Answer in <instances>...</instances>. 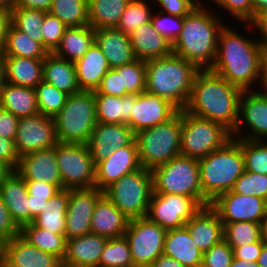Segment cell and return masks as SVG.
Here are the masks:
<instances>
[{"instance_id": "obj_1", "label": "cell", "mask_w": 267, "mask_h": 267, "mask_svg": "<svg viewBox=\"0 0 267 267\" xmlns=\"http://www.w3.org/2000/svg\"><path fill=\"white\" fill-rule=\"evenodd\" d=\"M234 29L226 24L221 30L217 56L210 70L243 91L255 90L264 46L258 38L249 39V35L245 37Z\"/></svg>"}, {"instance_id": "obj_2", "label": "cell", "mask_w": 267, "mask_h": 267, "mask_svg": "<svg viewBox=\"0 0 267 267\" xmlns=\"http://www.w3.org/2000/svg\"><path fill=\"white\" fill-rule=\"evenodd\" d=\"M242 93L243 90L210 69L200 70L184 110L222 124L233 133L238 124Z\"/></svg>"}, {"instance_id": "obj_3", "label": "cell", "mask_w": 267, "mask_h": 267, "mask_svg": "<svg viewBox=\"0 0 267 267\" xmlns=\"http://www.w3.org/2000/svg\"><path fill=\"white\" fill-rule=\"evenodd\" d=\"M196 6L184 17L172 53L195 64L200 70L211 69L217 56L218 38L226 25L219 13H211V4Z\"/></svg>"}, {"instance_id": "obj_4", "label": "cell", "mask_w": 267, "mask_h": 267, "mask_svg": "<svg viewBox=\"0 0 267 267\" xmlns=\"http://www.w3.org/2000/svg\"><path fill=\"white\" fill-rule=\"evenodd\" d=\"M145 62L146 92L163 97L179 110H183L188 103L194 78L200 69L173 53Z\"/></svg>"}, {"instance_id": "obj_5", "label": "cell", "mask_w": 267, "mask_h": 267, "mask_svg": "<svg viewBox=\"0 0 267 267\" xmlns=\"http://www.w3.org/2000/svg\"><path fill=\"white\" fill-rule=\"evenodd\" d=\"M202 187V207L231 191L245 171L241 139L232 138L220 149L198 160Z\"/></svg>"}, {"instance_id": "obj_6", "label": "cell", "mask_w": 267, "mask_h": 267, "mask_svg": "<svg viewBox=\"0 0 267 267\" xmlns=\"http://www.w3.org/2000/svg\"><path fill=\"white\" fill-rule=\"evenodd\" d=\"M181 124L182 110H179L168 121L135 134L142 167L152 171L181 154Z\"/></svg>"}, {"instance_id": "obj_7", "label": "cell", "mask_w": 267, "mask_h": 267, "mask_svg": "<svg viewBox=\"0 0 267 267\" xmlns=\"http://www.w3.org/2000/svg\"><path fill=\"white\" fill-rule=\"evenodd\" d=\"M54 120L59 142L87 144L97 125L94 91L68 95L65 105Z\"/></svg>"}, {"instance_id": "obj_8", "label": "cell", "mask_w": 267, "mask_h": 267, "mask_svg": "<svg viewBox=\"0 0 267 267\" xmlns=\"http://www.w3.org/2000/svg\"><path fill=\"white\" fill-rule=\"evenodd\" d=\"M154 193L192 197L202 207V187L197 159L177 155L152 170Z\"/></svg>"}, {"instance_id": "obj_9", "label": "cell", "mask_w": 267, "mask_h": 267, "mask_svg": "<svg viewBox=\"0 0 267 267\" xmlns=\"http://www.w3.org/2000/svg\"><path fill=\"white\" fill-rule=\"evenodd\" d=\"M153 192L152 171L141 167L122 176L109 186L104 194L132 220L146 217Z\"/></svg>"}, {"instance_id": "obj_10", "label": "cell", "mask_w": 267, "mask_h": 267, "mask_svg": "<svg viewBox=\"0 0 267 267\" xmlns=\"http://www.w3.org/2000/svg\"><path fill=\"white\" fill-rule=\"evenodd\" d=\"M231 139L232 133L222 124L182 110V155L199 160L220 149Z\"/></svg>"}, {"instance_id": "obj_11", "label": "cell", "mask_w": 267, "mask_h": 267, "mask_svg": "<svg viewBox=\"0 0 267 267\" xmlns=\"http://www.w3.org/2000/svg\"><path fill=\"white\" fill-rule=\"evenodd\" d=\"M56 159L63 189L95 187V163L87 144H56Z\"/></svg>"}, {"instance_id": "obj_12", "label": "cell", "mask_w": 267, "mask_h": 267, "mask_svg": "<svg viewBox=\"0 0 267 267\" xmlns=\"http://www.w3.org/2000/svg\"><path fill=\"white\" fill-rule=\"evenodd\" d=\"M166 229L147 217L132 219L124 234L135 267H149L163 254Z\"/></svg>"}, {"instance_id": "obj_13", "label": "cell", "mask_w": 267, "mask_h": 267, "mask_svg": "<svg viewBox=\"0 0 267 267\" xmlns=\"http://www.w3.org/2000/svg\"><path fill=\"white\" fill-rule=\"evenodd\" d=\"M200 208L190 196L153 192L146 217L169 230L184 227Z\"/></svg>"}, {"instance_id": "obj_14", "label": "cell", "mask_w": 267, "mask_h": 267, "mask_svg": "<svg viewBox=\"0 0 267 267\" xmlns=\"http://www.w3.org/2000/svg\"><path fill=\"white\" fill-rule=\"evenodd\" d=\"M232 138L267 140V92L257 89L243 91L240 98L238 124L232 133Z\"/></svg>"}, {"instance_id": "obj_15", "label": "cell", "mask_w": 267, "mask_h": 267, "mask_svg": "<svg viewBox=\"0 0 267 267\" xmlns=\"http://www.w3.org/2000/svg\"><path fill=\"white\" fill-rule=\"evenodd\" d=\"M58 142L56 124L53 117L38 113L20 118L14 139L19 157L51 148Z\"/></svg>"}, {"instance_id": "obj_16", "label": "cell", "mask_w": 267, "mask_h": 267, "mask_svg": "<svg viewBox=\"0 0 267 267\" xmlns=\"http://www.w3.org/2000/svg\"><path fill=\"white\" fill-rule=\"evenodd\" d=\"M210 206L218 213L223 223L239 221L263 223L267 200L228 191L219 195Z\"/></svg>"}, {"instance_id": "obj_17", "label": "cell", "mask_w": 267, "mask_h": 267, "mask_svg": "<svg viewBox=\"0 0 267 267\" xmlns=\"http://www.w3.org/2000/svg\"><path fill=\"white\" fill-rule=\"evenodd\" d=\"M104 194L97 187L69 189L65 237L71 239L91 233V218L98 199Z\"/></svg>"}, {"instance_id": "obj_18", "label": "cell", "mask_w": 267, "mask_h": 267, "mask_svg": "<svg viewBox=\"0 0 267 267\" xmlns=\"http://www.w3.org/2000/svg\"><path fill=\"white\" fill-rule=\"evenodd\" d=\"M137 143L119 148L95 166V187L105 191L125 174L141 168Z\"/></svg>"}, {"instance_id": "obj_19", "label": "cell", "mask_w": 267, "mask_h": 267, "mask_svg": "<svg viewBox=\"0 0 267 267\" xmlns=\"http://www.w3.org/2000/svg\"><path fill=\"white\" fill-rule=\"evenodd\" d=\"M135 133L127 124L99 123L91 133L87 146L95 165L119 148L130 145Z\"/></svg>"}, {"instance_id": "obj_20", "label": "cell", "mask_w": 267, "mask_h": 267, "mask_svg": "<svg viewBox=\"0 0 267 267\" xmlns=\"http://www.w3.org/2000/svg\"><path fill=\"white\" fill-rule=\"evenodd\" d=\"M179 109L169 100L146 91L138 94L130 117V127L134 133L168 121Z\"/></svg>"}, {"instance_id": "obj_21", "label": "cell", "mask_w": 267, "mask_h": 267, "mask_svg": "<svg viewBox=\"0 0 267 267\" xmlns=\"http://www.w3.org/2000/svg\"><path fill=\"white\" fill-rule=\"evenodd\" d=\"M25 181H41L62 185L56 159V145L19 158L15 170Z\"/></svg>"}, {"instance_id": "obj_22", "label": "cell", "mask_w": 267, "mask_h": 267, "mask_svg": "<svg viewBox=\"0 0 267 267\" xmlns=\"http://www.w3.org/2000/svg\"><path fill=\"white\" fill-rule=\"evenodd\" d=\"M2 255L10 267H60L62 263L58 257L30 245L20 235L2 243Z\"/></svg>"}, {"instance_id": "obj_23", "label": "cell", "mask_w": 267, "mask_h": 267, "mask_svg": "<svg viewBox=\"0 0 267 267\" xmlns=\"http://www.w3.org/2000/svg\"><path fill=\"white\" fill-rule=\"evenodd\" d=\"M185 227L202 253L224 239V224L210 205L201 207Z\"/></svg>"}, {"instance_id": "obj_24", "label": "cell", "mask_w": 267, "mask_h": 267, "mask_svg": "<svg viewBox=\"0 0 267 267\" xmlns=\"http://www.w3.org/2000/svg\"><path fill=\"white\" fill-rule=\"evenodd\" d=\"M130 219L103 194L97 201L92 218L91 233L111 239L123 236Z\"/></svg>"}, {"instance_id": "obj_25", "label": "cell", "mask_w": 267, "mask_h": 267, "mask_svg": "<svg viewBox=\"0 0 267 267\" xmlns=\"http://www.w3.org/2000/svg\"><path fill=\"white\" fill-rule=\"evenodd\" d=\"M107 238L98 234H85L66 241L62 263L75 267H99V259Z\"/></svg>"}, {"instance_id": "obj_26", "label": "cell", "mask_w": 267, "mask_h": 267, "mask_svg": "<svg viewBox=\"0 0 267 267\" xmlns=\"http://www.w3.org/2000/svg\"><path fill=\"white\" fill-rule=\"evenodd\" d=\"M95 42L102 50L111 69L136 60L129 35L116 28L95 29Z\"/></svg>"}, {"instance_id": "obj_27", "label": "cell", "mask_w": 267, "mask_h": 267, "mask_svg": "<svg viewBox=\"0 0 267 267\" xmlns=\"http://www.w3.org/2000/svg\"><path fill=\"white\" fill-rule=\"evenodd\" d=\"M136 59L150 60L172 54V44L153 27L151 22L142 24L130 34Z\"/></svg>"}, {"instance_id": "obj_28", "label": "cell", "mask_w": 267, "mask_h": 267, "mask_svg": "<svg viewBox=\"0 0 267 267\" xmlns=\"http://www.w3.org/2000/svg\"><path fill=\"white\" fill-rule=\"evenodd\" d=\"M0 195L13 220L21 228L30 223L29 194L25 180L14 171L2 184Z\"/></svg>"}, {"instance_id": "obj_29", "label": "cell", "mask_w": 267, "mask_h": 267, "mask_svg": "<svg viewBox=\"0 0 267 267\" xmlns=\"http://www.w3.org/2000/svg\"><path fill=\"white\" fill-rule=\"evenodd\" d=\"M163 254L179 261L184 267L202 266L203 253L185 226L166 231Z\"/></svg>"}, {"instance_id": "obj_30", "label": "cell", "mask_w": 267, "mask_h": 267, "mask_svg": "<svg viewBox=\"0 0 267 267\" xmlns=\"http://www.w3.org/2000/svg\"><path fill=\"white\" fill-rule=\"evenodd\" d=\"M74 64L81 91H95L110 69L106 57L96 42Z\"/></svg>"}, {"instance_id": "obj_31", "label": "cell", "mask_w": 267, "mask_h": 267, "mask_svg": "<svg viewBox=\"0 0 267 267\" xmlns=\"http://www.w3.org/2000/svg\"><path fill=\"white\" fill-rule=\"evenodd\" d=\"M43 81L52 84L68 95L81 92L74 62L61 58L54 53H48L44 58Z\"/></svg>"}, {"instance_id": "obj_32", "label": "cell", "mask_w": 267, "mask_h": 267, "mask_svg": "<svg viewBox=\"0 0 267 267\" xmlns=\"http://www.w3.org/2000/svg\"><path fill=\"white\" fill-rule=\"evenodd\" d=\"M137 96L138 94H128L123 97L94 94L97 122L127 124L130 127L131 112Z\"/></svg>"}, {"instance_id": "obj_33", "label": "cell", "mask_w": 267, "mask_h": 267, "mask_svg": "<svg viewBox=\"0 0 267 267\" xmlns=\"http://www.w3.org/2000/svg\"><path fill=\"white\" fill-rule=\"evenodd\" d=\"M0 108L11 112L18 118L38 114L35 89L4 82L0 92Z\"/></svg>"}, {"instance_id": "obj_34", "label": "cell", "mask_w": 267, "mask_h": 267, "mask_svg": "<svg viewBox=\"0 0 267 267\" xmlns=\"http://www.w3.org/2000/svg\"><path fill=\"white\" fill-rule=\"evenodd\" d=\"M44 59L6 57L5 82L34 88L43 80Z\"/></svg>"}, {"instance_id": "obj_35", "label": "cell", "mask_w": 267, "mask_h": 267, "mask_svg": "<svg viewBox=\"0 0 267 267\" xmlns=\"http://www.w3.org/2000/svg\"><path fill=\"white\" fill-rule=\"evenodd\" d=\"M95 42V29L90 25L67 28L56 50L57 56L75 62L83 57Z\"/></svg>"}, {"instance_id": "obj_36", "label": "cell", "mask_w": 267, "mask_h": 267, "mask_svg": "<svg viewBox=\"0 0 267 267\" xmlns=\"http://www.w3.org/2000/svg\"><path fill=\"white\" fill-rule=\"evenodd\" d=\"M68 200L69 189H61L49 199L32 223L52 233L65 234Z\"/></svg>"}, {"instance_id": "obj_37", "label": "cell", "mask_w": 267, "mask_h": 267, "mask_svg": "<svg viewBox=\"0 0 267 267\" xmlns=\"http://www.w3.org/2000/svg\"><path fill=\"white\" fill-rule=\"evenodd\" d=\"M129 0H88L89 25L93 29L116 28Z\"/></svg>"}, {"instance_id": "obj_38", "label": "cell", "mask_w": 267, "mask_h": 267, "mask_svg": "<svg viewBox=\"0 0 267 267\" xmlns=\"http://www.w3.org/2000/svg\"><path fill=\"white\" fill-rule=\"evenodd\" d=\"M20 236L30 245L38 249L53 254L61 261L66 253V237L65 234H56L48 230L28 223L20 228Z\"/></svg>"}, {"instance_id": "obj_39", "label": "cell", "mask_w": 267, "mask_h": 267, "mask_svg": "<svg viewBox=\"0 0 267 267\" xmlns=\"http://www.w3.org/2000/svg\"><path fill=\"white\" fill-rule=\"evenodd\" d=\"M5 57L44 59L48 52L43 45L9 25L3 48Z\"/></svg>"}, {"instance_id": "obj_40", "label": "cell", "mask_w": 267, "mask_h": 267, "mask_svg": "<svg viewBox=\"0 0 267 267\" xmlns=\"http://www.w3.org/2000/svg\"><path fill=\"white\" fill-rule=\"evenodd\" d=\"M48 12L67 28L89 25L88 0H52Z\"/></svg>"}, {"instance_id": "obj_41", "label": "cell", "mask_w": 267, "mask_h": 267, "mask_svg": "<svg viewBox=\"0 0 267 267\" xmlns=\"http://www.w3.org/2000/svg\"><path fill=\"white\" fill-rule=\"evenodd\" d=\"M224 224V240L231 247L249 245L260 241L263 236V223L239 221Z\"/></svg>"}, {"instance_id": "obj_42", "label": "cell", "mask_w": 267, "mask_h": 267, "mask_svg": "<svg viewBox=\"0 0 267 267\" xmlns=\"http://www.w3.org/2000/svg\"><path fill=\"white\" fill-rule=\"evenodd\" d=\"M47 12L15 7L11 10V24L43 45L42 22Z\"/></svg>"}, {"instance_id": "obj_43", "label": "cell", "mask_w": 267, "mask_h": 267, "mask_svg": "<svg viewBox=\"0 0 267 267\" xmlns=\"http://www.w3.org/2000/svg\"><path fill=\"white\" fill-rule=\"evenodd\" d=\"M147 2V0H129L116 29L130 36L142 24L151 22L154 10L152 4Z\"/></svg>"}, {"instance_id": "obj_44", "label": "cell", "mask_w": 267, "mask_h": 267, "mask_svg": "<svg viewBox=\"0 0 267 267\" xmlns=\"http://www.w3.org/2000/svg\"><path fill=\"white\" fill-rule=\"evenodd\" d=\"M99 267H135L124 235L107 240L99 259Z\"/></svg>"}, {"instance_id": "obj_45", "label": "cell", "mask_w": 267, "mask_h": 267, "mask_svg": "<svg viewBox=\"0 0 267 267\" xmlns=\"http://www.w3.org/2000/svg\"><path fill=\"white\" fill-rule=\"evenodd\" d=\"M114 70L121 74L122 97L146 91V62L144 60L136 59Z\"/></svg>"}, {"instance_id": "obj_46", "label": "cell", "mask_w": 267, "mask_h": 267, "mask_svg": "<svg viewBox=\"0 0 267 267\" xmlns=\"http://www.w3.org/2000/svg\"><path fill=\"white\" fill-rule=\"evenodd\" d=\"M39 113L55 117L65 105L68 94L43 80L35 87Z\"/></svg>"}, {"instance_id": "obj_47", "label": "cell", "mask_w": 267, "mask_h": 267, "mask_svg": "<svg viewBox=\"0 0 267 267\" xmlns=\"http://www.w3.org/2000/svg\"><path fill=\"white\" fill-rule=\"evenodd\" d=\"M241 149L246 171L267 174V140L241 139Z\"/></svg>"}, {"instance_id": "obj_48", "label": "cell", "mask_w": 267, "mask_h": 267, "mask_svg": "<svg viewBox=\"0 0 267 267\" xmlns=\"http://www.w3.org/2000/svg\"><path fill=\"white\" fill-rule=\"evenodd\" d=\"M231 191L240 195H253L267 200V174H257L245 170L236 180Z\"/></svg>"}, {"instance_id": "obj_49", "label": "cell", "mask_w": 267, "mask_h": 267, "mask_svg": "<svg viewBox=\"0 0 267 267\" xmlns=\"http://www.w3.org/2000/svg\"><path fill=\"white\" fill-rule=\"evenodd\" d=\"M184 18L154 11L151 19L153 27L171 44L179 37Z\"/></svg>"}, {"instance_id": "obj_50", "label": "cell", "mask_w": 267, "mask_h": 267, "mask_svg": "<svg viewBox=\"0 0 267 267\" xmlns=\"http://www.w3.org/2000/svg\"><path fill=\"white\" fill-rule=\"evenodd\" d=\"M67 26L56 16L49 12L45 14L41 32L43 34V47L48 53H53L58 47Z\"/></svg>"}, {"instance_id": "obj_51", "label": "cell", "mask_w": 267, "mask_h": 267, "mask_svg": "<svg viewBox=\"0 0 267 267\" xmlns=\"http://www.w3.org/2000/svg\"><path fill=\"white\" fill-rule=\"evenodd\" d=\"M215 3L221 11L225 10L238 22L251 23L253 21V6L251 0H209ZM223 8V9H222ZM227 10V11H226Z\"/></svg>"}, {"instance_id": "obj_52", "label": "cell", "mask_w": 267, "mask_h": 267, "mask_svg": "<svg viewBox=\"0 0 267 267\" xmlns=\"http://www.w3.org/2000/svg\"><path fill=\"white\" fill-rule=\"evenodd\" d=\"M233 258V249L223 239L203 253L201 267H230Z\"/></svg>"}, {"instance_id": "obj_53", "label": "cell", "mask_w": 267, "mask_h": 267, "mask_svg": "<svg viewBox=\"0 0 267 267\" xmlns=\"http://www.w3.org/2000/svg\"><path fill=\"white\" fill-rule=\"evenodd\" d=\"M150 1V0H149ZM152 1V0H151ZM154 4L160 8L158 12L170 14L184 18L198 4L194 0H153ZM156 2V3H155Z\"/></svg>"}, {"instance_id": "obj_54", "label": "cell", "mask_w": 267, "mask_h": 267, "mask_svg": "<svg viewBox=\"0 0 267 267\" xmlns=\"http://www.w3.org/2000/svg\"><path fill=\"white\" fill-rule=\"evenodd\" d=\"M20 235V227L13 220L0 195V241L3 243Z\"/></svg>"}, {"instance_id": "obj_55", "label": "cell", "mask_w": 267, "mask_h": 267, "mask_svg": "<svg viewBox=\"0 0 267 267\" xmlns=\"http://www.w3.org/2000/svg\"><path fill=\"white\" fill-rule=\"evenodd\" d=\"M94 94H107L122 97L121 74H118L114 69L110 68L102 78L101 83L94 91Z\"/></svg>"}, {"instance_id": "obj_56", "label": "cell", "mask_w": 267, "mask_h": 267, "mask_svg": "<svg viewBox=\"0 0 267 267\" xmlns=\"http://www.w3.org/2000/svg\"><path fill=\"white\" fill-rule=\"evenodd\" d=\"M25 183L31 199L49 200L63 189L62 185H53L41 181H25Z\"/></svg>"}, {"instance_id": "obj_57", "label": "cell", "mask_w": 267, "mask_h": 267, "mask_svg": "<svg viewBox=\"0 0 267 267\" xmlns=\"http://www.w3.org/2000/svg\"><path fill=\"white\" fill-rule=\"evenodd\" d=\"M20 118L0 108V137L14 140Z\"/></svg>"}, {"instance_id": "obj_58", "label": "cell", "mask_w": 267, "mask_h": 267, "mask_svg": "<svg viewBox=\"0 0 267 267\" xmlns=\"http://www.w3.org/2000/svg\"><path fill=\"white\" fill-rule=\"evenodd\" d=\"M266 243L264 237L258 241L247 245H241L239 247H234L233 256L237 259L247 260L249 262H257L263 245Z\"/></svg>"}, {"instance_id": "obj_59", "label": "cell", "mask_w": 267, "mask_h": 267, "mask_svg": "<svg viewBox=\"0 0 267 267\" xmlns=\"http://www.w3.org/2000/svg\"><path fill=\"white\" fill-rule=\"evenodd\" d=\"M14 140L0 137V160L10 165L14 170L17 169L19 163Z\"/></svg>"}, {"instance_id": "obj_60", "label": "cell", "mask_w": 267, "mask_h": 267, "mask_svg": "<svg viewBox=\"0 0 267 267\" xmlns=\"http://www.w3.org/2000/svg\"><path fill=\"white\" fill-rule=\"evenodd\" d=\"M244 25L252 26L255 31L258 30L260 36L257 37L262 45L267 47V10L262 11L251 23H244Z\"/></svg>"}, {"instance_id": "obj_61", "label": "cell", "mask_w": 267, "mask_h": 267, "mask_svg": "<svg viewBox=\"0 0 267 267\" xmlns=\"http://www.w3.org/2000/svg\"><path fill=\"white\" fill-rule=\"evenodd\" d=\"M11 24V10L0 6V51H3L8 27Z\"/></svg>"}, {"instance_id": "obj_62", "label": "cell", "mask_w": 267, "mask_h": 267, "mask_svg": "<svg viewBox=\"0 0 267 267\" xmlns=\"http://www.w3.org/2000/svg\"><path fill=\"white\" fill-rule=\"evenodd\" d=\"M52 0H16L15 7L41 10L48 12L50 10Z\"/></svg>"}, {"instance_id": "obj_63", "label": "cell", "mask_w": 267, "mask_h": 267, "mask_svg": "<svg viewBox=\"0 0 267 267\" xmlns=\"http://www.w3.org/2000/svg\"><path fill=\"white\" fill-rule=\"evenodd\" d=\"M258 86H260L258 90L267 92V47H263L261 51L260 78Z\"/></svg>"}, {"instance_id": "obj_64", "label": "cell", "mask_w": 267, "mask_h": 267, "mask_svg": "<svg viewBox=\"0 0 267 267\" xmlns=\"http://www.w3.org/2000/svg\"><path fill=\"white\" fill-rule=\"evenodd\" d=\"M48 201L49 200L31 199V196L29 195L30 223H32L34 218L43 211V208Z\"/></svg>"}, {"instance_id": "obj_65", "label": "cell", "mask_w": 267, "mask_h": 267, "mask_svg": "<svg viewBox=\"0 0 267 267\" xmlns=\"http://www.w3.org/2000/svg\"><path fill=\"white\" fill-rule=\"evenodd\" d=\"M149 267H184L179 261L162 254Z\"/></svg>"}, {"instance_id": "obj_66", "label": "cell", "mask_w": 267, "mask_h": 267, "mask_svg": "<svg viewBox=\"0 0 267 267\" xmlns=\"http://www.w3.org/2000/svg\"><path fill=\"white\" fill-rule=\"evenodd\" d=\"M15 170L7 163L0 160V188L4 181L14 172Z\"/></svg>"}, {"instance_id": "obj_67", "label": "cell", "mask_w": 267, "mask_h": 267, "mask_svg": "<svg viewBox=\"0 0 267 267\" xmlns=\"http://www.w3.org/2000/svg\"><path fill=\"white\" fill-rule=\"evenodd\" d=\"M253 6V20L262 12L267 10V0H251Z\"/></svg>"}, {"instance_id": "obj_68", "label": "cell", "mask_w": 267, "mask_h": 267, "mask_svg": "<svg viewBox=\"0 0 267 267\" xmlns=\"http://www.w3.org/2000/svg\"><path fill=\"white\" fill-rule=\"evenodd\" d=\"M5 72H6V57L3 51H0V92L5 82Z\"/></svg>"}, {"instance_id": "obj_69", "label": "cell", "mask_w": 267, "mask_h": 267, "mask_svg": "<svg viewBox=\"0 0 267 267\" xmlns=\"http://www.w3.org/2000/svg\"><path fill=\"white\" fill-rule=\"evenodd\" d=\"M230 267H259L257 262H249L247 260L233 258Z\"/></svg>"}, {"instance_id": "obj_70", "label": "cell", "mask_w": 267, "mask_h": 267, "mask_svg": "<svg viewBox=\"0 0 267 267\" xmlns=\"http://www.w3.org/2000/svg\"><path fill=\"white\" fill-rule=\"evenodd\" d=\"M257 264L259 267H267V242L263 245Z\"/></svg>"}, {"instance_id": "obj_71", "label": "cell", "mask_w": 267, "mask_h": 267, "mask_svg": "<svg viewBox=\"0 0 267 267\" xmlns=\"http://www.w3.org/2000/svg\"><path fill=\"white\" fill-rule=\"evenodd\" d=\"M16 5V0H0V6H4L13 10Z\"/></svg>"}, {"instance_id": "obj_72", "label": "cell", "mask_w": 267, "mask_h": 267, "mask_svg": "<svg viewBox=\"0 0 267 267\" xmlns=\"http://www.w3.org/2000/svg\"><path fill=\"white\" fill-rule=\"evenodd\" d=\"M263 236H264V240L267 242V206H266L265 218L263 222Z\"/></svg>"}, {"instance_id": "obj_73", "label": "cell", "mask_w": 267, "mask_h": 267, "mask_svg": "<svg viewBox=\"0 0 267 267\" xmlns=\"http://www.w3.org/2000/svg\"><path fill=\"white\" fill-rule=\"evenodd\" d=\"M0 267H10L5 261L0 264Z\"/></svg>"}, {"instance_id": "obj_74", "label": "cell", "mask_w": 267, "mask_h": 267, "mask_svg": "<svg viewBox=\"0 0 267 267\" xmlns=\"http://www.w3.org/2000/svg\"><path fill=\"white\" fill-rule=\"evenodd\" d=\"M60 267H75V266H70V265H66L64 263H61Z\"/></svg>"}, {"instance_id": "obj_75", "label": "cell", "mask_w": 267, "mask_h": 267, "mask_svg": "<svg viewBox=\"0 0 267 267\" xmlns=\"http://www.w3.org/2000/svg\"><path fill=\"white\" fill-rule=\"evenodd\" d=\"M198 5H202L203 3H202V1H200V0H194Z\"/></svg>"}, {"instance_id": "obj_76", "label": "cell", "mask_w": 267, "mask_h": 267, "mask_svg": "<svg viewBox=\"0 0 267 267\" xmlns=\"http://www.w3.org/2000/svg\"><path fill=\"white\" fill-rule=\"evenodd\" d=\"M3 261H4V257H3V255L1 254V255H0V264H1Z\"/></svg>"}, {"instance_id": "obj_77", "label": "cell", "mask_w": 267, "mask_h": 267, "mask_svg": "<svg viewBox=\"0 0 267 267\" xmlns=\"http://www.w3.org/2000/svg\"><path fill=\"white\" fill-rule=\"evenodd\" d=\"M2 254V242L0 241V255Z\"/></svg>"}]
</instances>
